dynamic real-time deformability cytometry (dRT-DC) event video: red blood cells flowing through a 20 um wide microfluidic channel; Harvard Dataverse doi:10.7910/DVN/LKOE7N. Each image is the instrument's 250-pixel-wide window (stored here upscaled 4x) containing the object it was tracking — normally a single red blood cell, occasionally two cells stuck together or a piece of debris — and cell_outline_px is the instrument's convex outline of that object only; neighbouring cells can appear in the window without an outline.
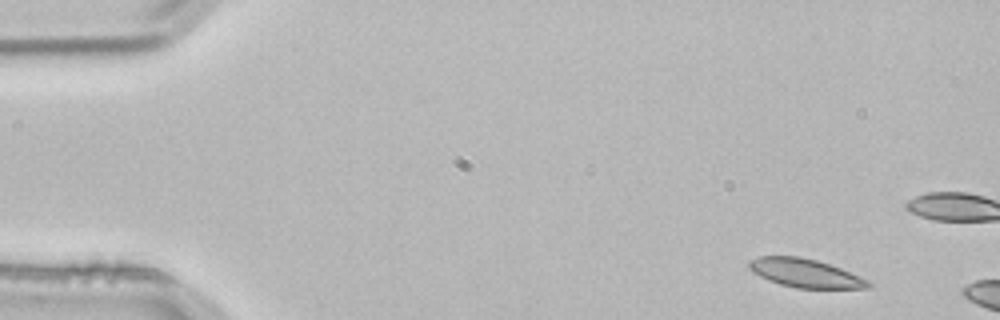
{"species": "common noctule bat (a hibernating species)", "species_latin": "Nyctalus noctula", "temperature_condition": "room temperature", "stored_images_in_passage": 3, "camera_frame_rate_fps": 3000, "um_per_image_px": 0.085, "animal": {"sex": "male", "body_mass_g": 21.5, "forearm_length_mm": 52.0}, "frame": {"image": 1, "passage_image": 1, "time_ms": 0.0, "image_size_px": [1000, 320], "cell_outline_px": [[872, 284], [868, 288], [796, 288], [780, 284], [768, 280], [752, 272], [748, 268], [748, 260], [760, 256], [800, 256], [816, 260], [840, 268], [860, 276], [868, 280]], "centroid_in_image_um": [68.41, 23.21], "position_along_channel_um": 16.6, "area_um2": 19.83}}